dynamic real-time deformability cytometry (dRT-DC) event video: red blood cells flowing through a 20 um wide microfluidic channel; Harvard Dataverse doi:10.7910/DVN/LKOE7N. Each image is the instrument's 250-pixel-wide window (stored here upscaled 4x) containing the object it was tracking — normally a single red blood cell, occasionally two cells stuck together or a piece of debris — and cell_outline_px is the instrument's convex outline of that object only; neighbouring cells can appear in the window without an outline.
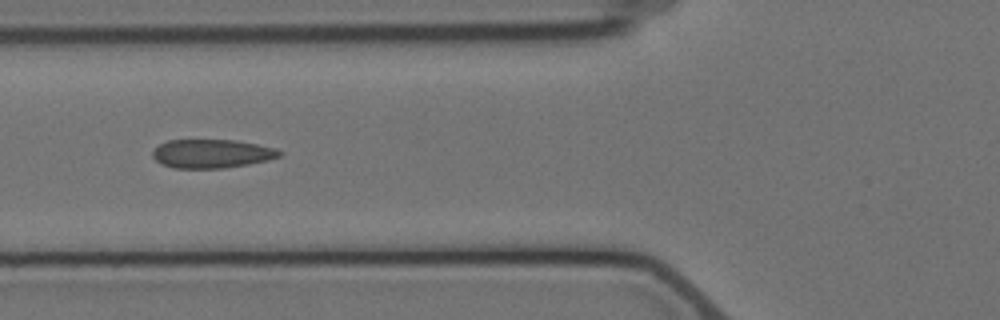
{"species": "Egyptian fruit bat (a non-hibernating species)", "species_latin": "Rousettus aegyptiacus", "temperature_condition": "cold", "stored_images_in_passage": 8, "camera_frame_rate_fps": 3000, "um_per_image_px": 0.085, "animal": {"sex": "female"}, "frame": {"image": 1, "passage_image": 6, "time_ms": 6.0, "image_size_px": [1000, 320], "cell_outline_px": [[284, 152], [280, 156], [268, 160], [248, 164], [224, 168], [172, 168], [156, 160], [152, 156], [152, 152], [160, 144], [168, 140], [236, 140], [256, 144], [272, 148]], "centroid_in_image_um": [18.0, 13.06], "position_along_channel_um": 107.8, "area_um2": 21.04}}
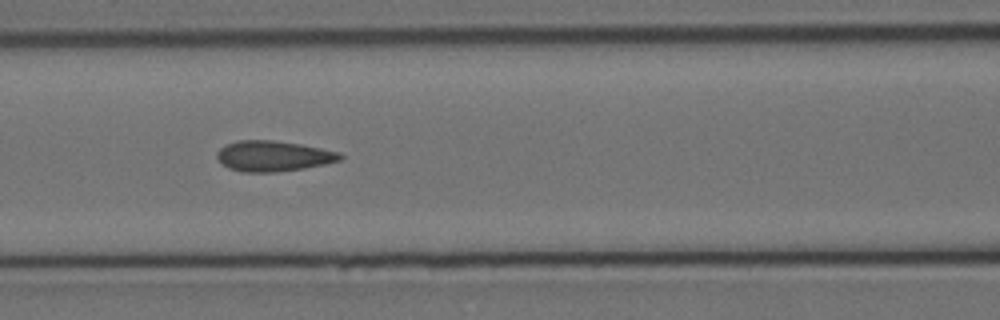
{"frame": {"image": 2, "passage_image": 7, "time_ms": 7.0, "image_size_px": [1000, 320], "cell_outline_px": [[344, 156], [340, 160], [324, 164], [304, 168], [276, 172], [240, 172], [228, 168], [216, 156], [216, 152], [220, 148], [236, 140], [272, 140], [300, 144], [340, 152]], "centroid_in_image_um": [23.22, 13.26], "position_along_channel_um": 143.4, "area_um2": 21.85}}
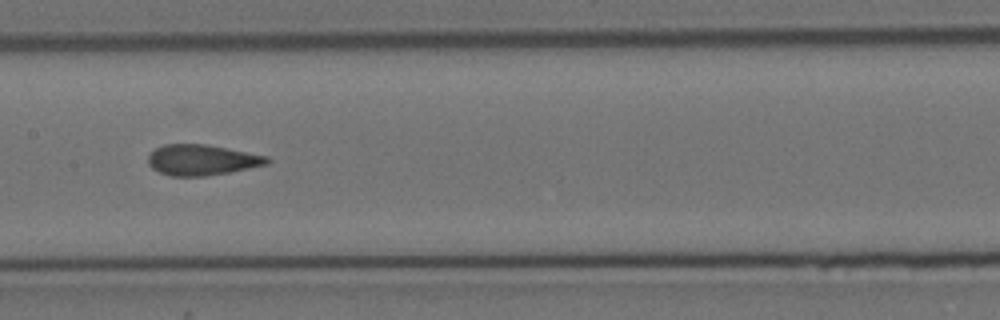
{"frame": {"image": 3, "passage_image": 8, "time_ms": 8.333, "image_size_px": [1000, 320], "cell_outline_px": [[272, 160], [268, 164], [228, 172], [204, 176], [172, 176], [160, 172], [152, 168], [148, 164], [148, 156], [156, 148], [164, 144], [204, 144], [268, 156]], "centroid_in_image_um": [17.15, 13.59], "position_along_channel_um": 190.2, "area_um2": 21.04}}